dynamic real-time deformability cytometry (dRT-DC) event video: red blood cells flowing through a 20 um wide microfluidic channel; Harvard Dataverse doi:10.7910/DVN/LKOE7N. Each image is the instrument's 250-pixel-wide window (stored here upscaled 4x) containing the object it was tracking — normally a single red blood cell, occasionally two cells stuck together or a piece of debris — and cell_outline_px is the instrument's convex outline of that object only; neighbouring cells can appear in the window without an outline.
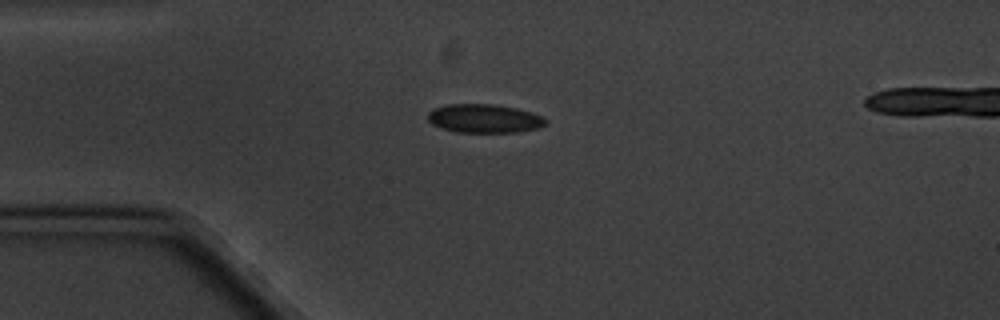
{"species": "common noctule bat (a hibernating species)", "species_latin": "Nyctalus noctula", "temperature_condition": "cold", "stored_images_in_passage": 9, "camera_frame_rate_fps": 3000, "um_per_image_px": 0.085, "animal": {"sex": "male", "body_mass_g": 20.1, "forearm_length_mm": 53.5}, "frame": {"image": 1, "passage_image": 3, "time_ms": 3.0, "image_size_px": [1000, 320], "cell_outline_px": [[548, 120], [540, 128], [516, 132], [456, 132], [440, 128], [432, 124], [428, 120], [428, 112], [432, 108], [448, 104], [496, 104], [516, 108], [532, 112], [544, 116]], "centroid_in_image_um": [41.17, 10.07], "position_along_channel_um": 43.8, "area_um2": 19.94}}